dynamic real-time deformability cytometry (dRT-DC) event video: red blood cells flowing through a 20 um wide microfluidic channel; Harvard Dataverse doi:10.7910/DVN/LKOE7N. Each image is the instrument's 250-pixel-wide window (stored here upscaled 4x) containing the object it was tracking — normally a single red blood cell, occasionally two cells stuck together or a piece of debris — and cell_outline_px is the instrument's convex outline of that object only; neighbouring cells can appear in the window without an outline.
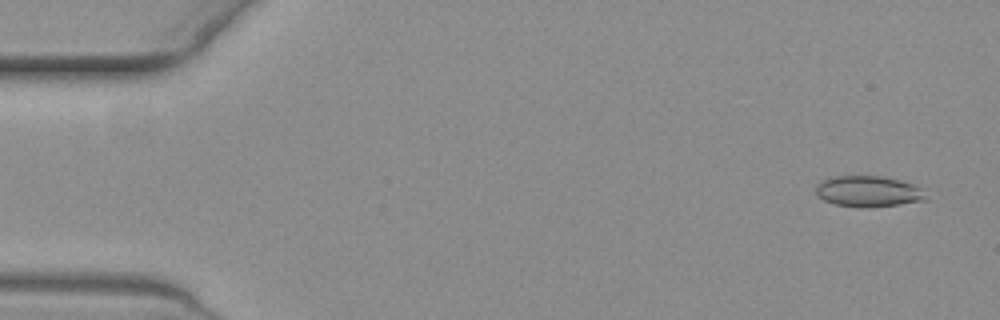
{"species": "common noctule bat (a hibernating species)", "species_latin": "Nyctalus noctula", "temperature_condition": "warm", "stored_images_in_passage": 55, "camera_frame_rate_fps": 3000, "um_per_image_px": 0.085, "animal": {"sex": "female", "body_mass_g": 19.3, "forearm_length_mm": 54.1}, "frame": {"image": 1, "passage_image": 3, "time_ms": 0.667, "image_size_px": [1000, 320], "cell_outline_px": [[928, 200], [864, 208], [860, 208], [836, 204], [824, 200], [816, 192], [816, 188], [824, 180], [836, 176], [880, 176], [900, 180], [924, 188]], "centroid_in_image_um": [73.88, 16.27], "position_along_channel_um": 11.1, "area_um2": 19.65}}
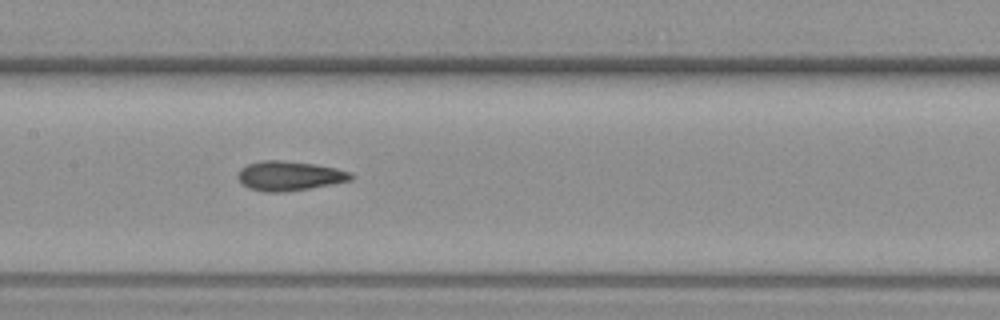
{"frame": {"image": 2, "passage_image": 27, "time_ms": 8.667, "image_size_px": [1000, 320], "cell_outline_px": [[356, 176], [352, 180], [332, 184], [308, 188], [280, 192], [264, 192], [248, 188], [236, 176], [240, 168], [248, 164], [260, 160], [280, 160], [316, 164], [336, 168], [348, 172]], "centroid_in_image_um": [24.58, 14.94], "position_along_channel_um": 182.8, "area_um2": 19.42}}
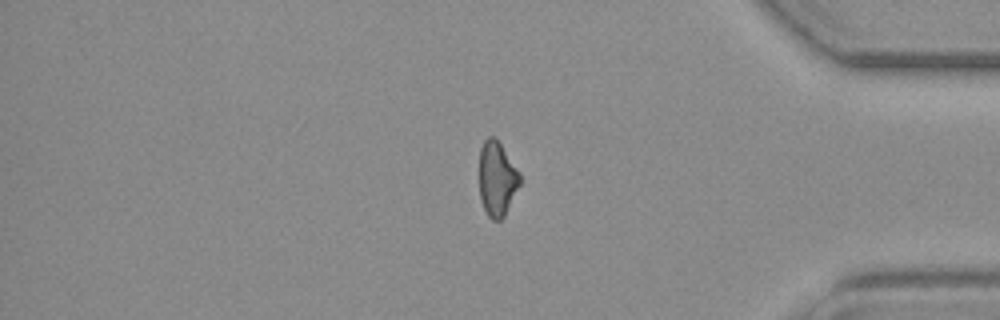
{"frame": {"image": 3, "passage_image": 46, "time_ms": 15.0, "image_size_px": [1000, 320], "cell_outline_px": [[520, 184], [504, 216], [500, 220], [492, 220], [488, 216], [480, 200], [480, 148], [484, 140], [488, 136], [492, 136], [500, 144], [520, 172]], "centroid_in_image_um": [42.24, 15.21], "position_along_channel_um": 393.0, "area_um2": 17.46}, "authors_computed_cell_mechanics": {"area_um2": 19.074, "velocity_mm_per_s": 3.761, "shape_relaxation_time_tau1_ms": 9.5066, "shape_relaxation_time_tau2_ms": 3.4966, "deformation_change_tau1": 0.1635, "deformation_change_tau2": 0.0915}}